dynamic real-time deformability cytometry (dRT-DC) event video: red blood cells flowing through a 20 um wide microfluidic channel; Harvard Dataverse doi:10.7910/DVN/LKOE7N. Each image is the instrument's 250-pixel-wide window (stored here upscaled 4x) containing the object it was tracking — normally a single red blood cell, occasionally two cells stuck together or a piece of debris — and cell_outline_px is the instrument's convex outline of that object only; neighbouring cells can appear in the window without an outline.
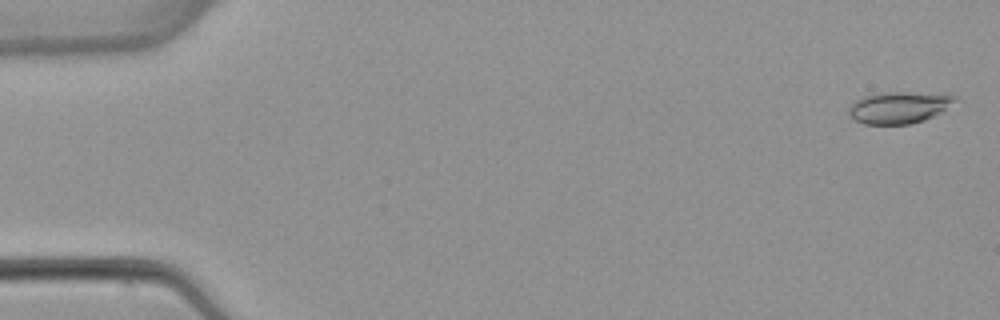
{"species": "common noctule bat (a hibernating species)", "species_latin": "Nyctalus noctula", "temperature_condition": "warm", "stored_images_in_passage": 5, "segment_of_instrument_passage": [2, 2], "camera_frame_rate_fps": 3000, "um_per_image_px": 0.085, "animal": {"sex": "female", "body_mass_g": 22.7, "forearm_length_mm": 54.2}, "frame": {"image": 1, "passage_image": 5, "time_ms": 5.0, "image_size_px": [1000, 320], "cell_outline_px": [[960, 100], [940, 112], [924, 120], [912, 124], [864, 124], [856, 120], [848, 112], [848, 108], [856, 100], [864, 96], [880, 92], [948, 92], [956, 96]], "centroid_in_image_um": [76.51, 9.1], "position_along_channel_um": 8.5, "area_um2": 20.06}}